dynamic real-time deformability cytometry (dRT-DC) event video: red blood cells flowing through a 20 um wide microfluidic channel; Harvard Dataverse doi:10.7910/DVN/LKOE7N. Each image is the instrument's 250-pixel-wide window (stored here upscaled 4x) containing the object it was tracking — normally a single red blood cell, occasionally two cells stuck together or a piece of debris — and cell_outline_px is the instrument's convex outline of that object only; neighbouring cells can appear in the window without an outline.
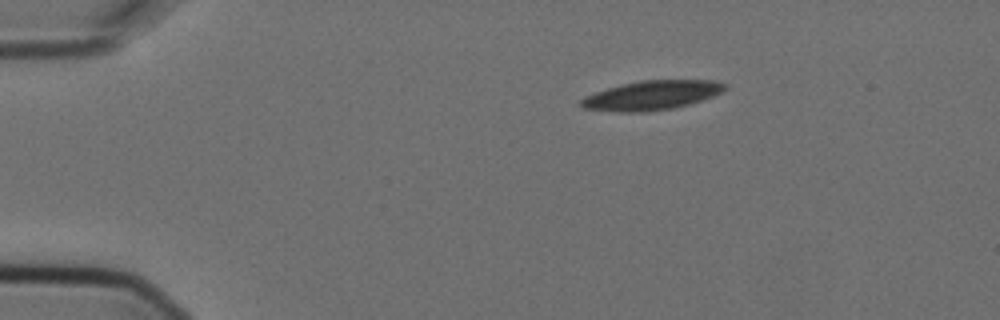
{"species": "Egyptian fruit bat (a non-hibernating species)", "species_latin": "Rousettus aegyptiacus", "temperature_condition": "cold", "stored_images_in_passage": 3, "camera_frame_rate_fps": 3000, "um_per_image_px": 0.085, "animal": {"sex": "female"}, "frame": {"image": 1, "passage_image": 1, "time_ms": 0.0, "image_size_px": [1000, 320], "cell_outline_px": [[728, 88], [724, 92], [688, 104], [672, 108], [644, 112], [620, 112], [580, 108], [580, 100], [584, 96], [620, 84], [640, 80], [716, 80], [728, 84]], "centroid_in_image_um": [55.4, 8.09], "position_along_channel_um": 29.6, "area_um2": 24.68}}